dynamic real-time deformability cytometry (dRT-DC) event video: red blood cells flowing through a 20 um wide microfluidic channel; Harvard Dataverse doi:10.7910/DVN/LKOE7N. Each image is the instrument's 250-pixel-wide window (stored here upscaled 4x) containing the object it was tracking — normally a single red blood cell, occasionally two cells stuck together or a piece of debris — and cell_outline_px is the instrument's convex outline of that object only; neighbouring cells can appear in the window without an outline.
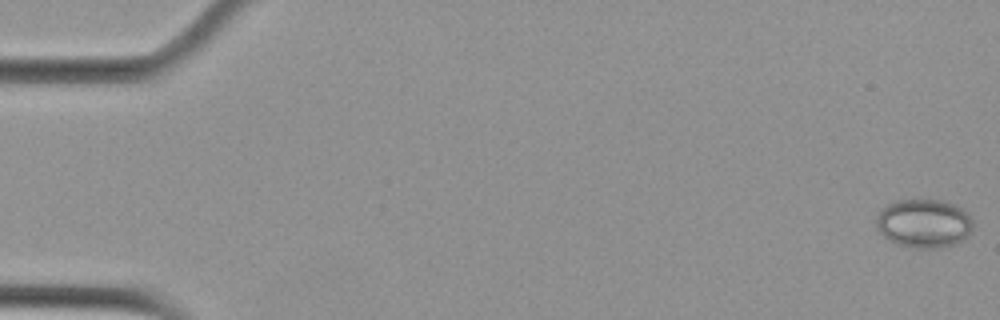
{"species": "Egyptian fruit bat (a non-hibernating species)", "species_latin": "Rousettus aegyptiacus", "temperature_condition": "cold", "stored_images_in_passage": 56, "camera_frame_rate_fps": 3000, "um_per_image_px": 0.085, "animal": {"sex": "female"}, "frame": {"image": 1, "passage_image": 1, "time_ms": 0.0, "image_size_px": [1000, 320], "cell_outline_px": [[972, 228], [968, 236], [956, 244], [932, 248], [916, 248], [900, 244], [888, 240], [880, 232], [876, 224], [876, 216], [888, 204], [912, 196], [940, 200], [956, 204], [972, 220]], "centroid_in_image_um": [78.52, 18.94], "position_along_channel_um": 6.5, "area_um2": 27.69}}
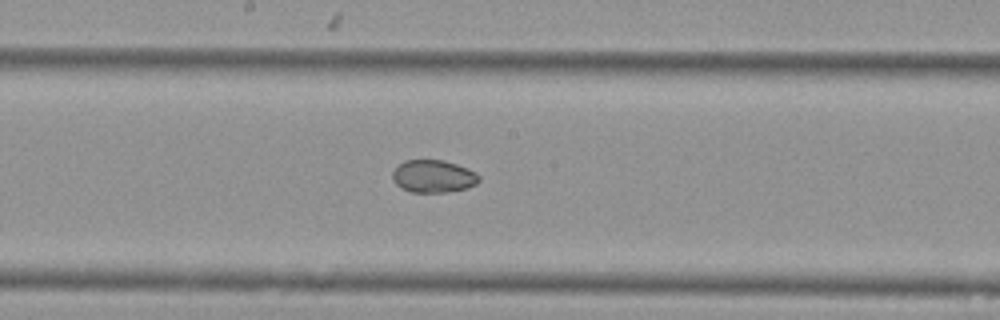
{"frame": {"image": 2, "passage_image": 30, "time_ms": 9.667, "image_size_px": [1000, 320], "cell_outline_px": [[480, 180], [476, 184], [468, 188], [444, 192], [412, 192], [400, 188], [392, 180], [392, 172], [404, 160], [444, 160], [468, 168], [476, 172], [480, 176]], "centroid_in_image_um": [36.84, 14.98], "position_along_channel_um": 211.4, "area_um2": 16.53}}
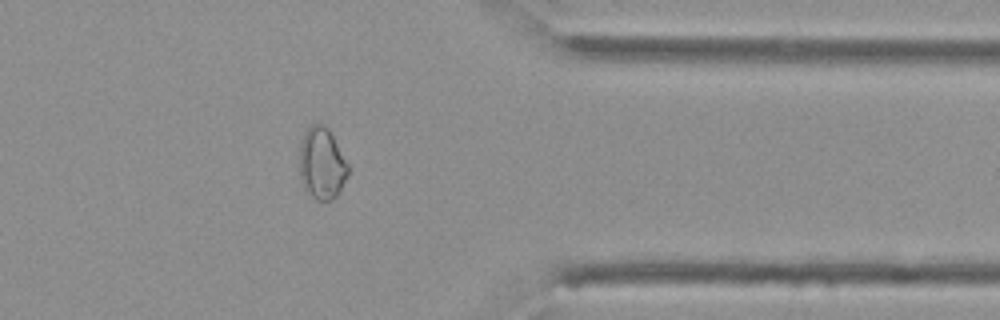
{"frame": {"image": 3, "passage_image": 45, "time_ms": 14.667, "image_size_px": [1000, 320], "cell_outline_px": [[348, 172], [340, 192], [332, 200], [316, 200], [304, 188], [300, 180], [300, 140], [304, 132], [312, 124], [324, 124], [328, 128], [348, 164]], "centroid_in_image_um": [27.34, 13.9], "position_along_channel_um": 384.1, "area_um2": 20.29}, "authors_computed_cell_mechanics": {"area_um2": 20.1433, "velocity_mm_per_s": 3.6908, "shape_relaxation_time_tau1_ms": null, "shape_relaxation_time_tau2_ms": 10.4629, "deformation_change_tau1": null, "deformation_change_tau2": 0.0811}}